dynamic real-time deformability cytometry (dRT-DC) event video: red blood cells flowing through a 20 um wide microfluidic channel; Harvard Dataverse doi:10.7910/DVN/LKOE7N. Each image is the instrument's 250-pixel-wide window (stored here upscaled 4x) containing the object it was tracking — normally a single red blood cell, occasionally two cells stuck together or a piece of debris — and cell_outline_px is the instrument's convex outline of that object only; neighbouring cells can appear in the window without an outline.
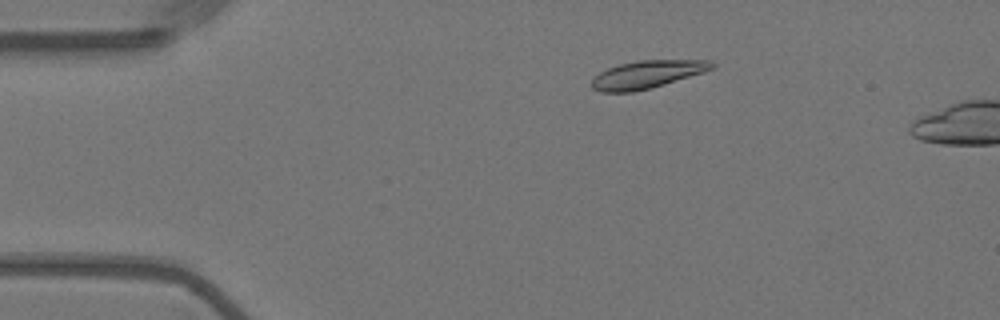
{"species": "Egyptian fruit bat (a non-hibernating species)", "species_latin": "Rousettus aegyptiacus", "temperature_condition": "warm", "stored_images_in_passage": 14, "camera_frame_rate_fps": 3000, "um_per_image_px": 0.085, "animal": {"sex": "female"}, "frame": {"image": 1, "passage_image": 10, "time_ms": 3.0, "image_size_px": [1000, 320], "cell_outline_px": [[716, 64], [712, 68], [704, 72], [664, 84], [632, 92], [600, 92], [592, 88], [588, 84], [600, 72], [608, 68], [620, 64], [640, 60], [708, 60]], "centroid_in_image_um": [54.96, 6.33], "position_along_channel_um": 30.0, "area_um2": 19.25}}